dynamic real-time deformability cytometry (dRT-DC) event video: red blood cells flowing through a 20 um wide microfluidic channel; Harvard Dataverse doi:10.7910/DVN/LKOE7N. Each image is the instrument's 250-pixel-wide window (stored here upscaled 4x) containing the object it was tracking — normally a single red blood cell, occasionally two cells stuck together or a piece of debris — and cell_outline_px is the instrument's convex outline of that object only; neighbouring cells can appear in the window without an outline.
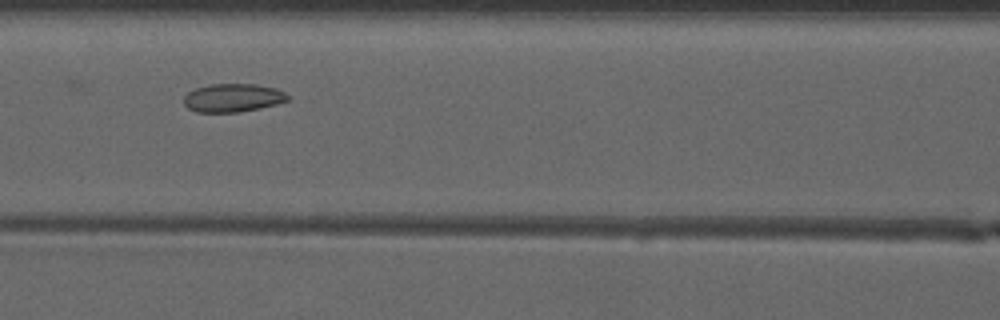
{"species": "common noctule bat (a hibernating species)", "species_latin": "Nyctalus noctula", "temperature_condition": "warm", "stored_images_in_passage": 17, "camera_frame_rate_fps": 3000, "um_per_image_px": 0.085, "animal": {"sex": "male", "forearm_length_mm": 52.5}, "frame": {"image": 1, "passage_image": 7, "time_ms": 2.0, "image_size_px": [1000, 320], "cell_outline_px": [[288, 100], [276, 104], [260, 108], [240, 112], [196, 112], [188, 108], [184, 104], [184, 96], [188, 92], [196, 88], [208, 84], [256, 84], [276, 88], [284, 92], [288, 96]], "centroid_in_image_um": [19.78, 8.31], "position_along_channel_um": 146.8, "area_um2": 17.17}}
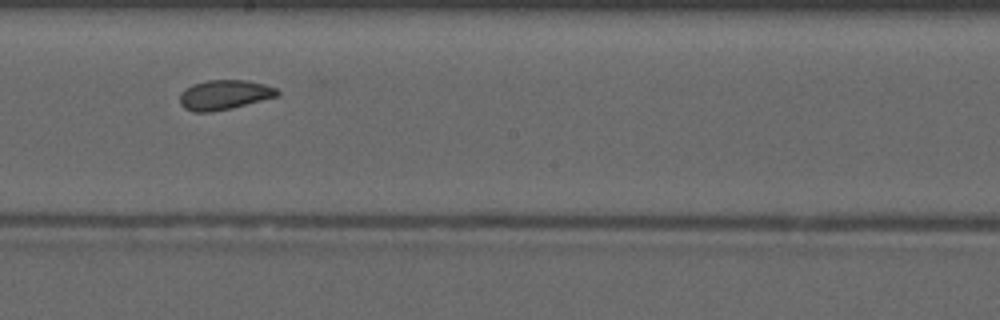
{"frame": {"image": 2, "passage_image": 13, "time_ms": 4.0, "image_size_px": [1000, 320], "cell_outline_px": [[280, 96], [212, 112], [192, 112], [184, 108], [180, 104], [180, 92], [192, 84], [208, 80], [248, 80], [264, 84], [276, 88], [280, 92]], "centroid_in_image_um": [19.06, 8.05], "position_along_channel_um": 229.1, "area_um2": 16.94}}
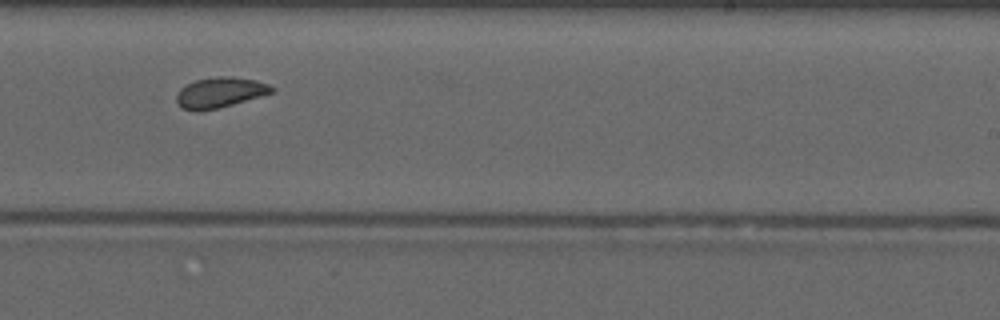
{"frame": {"image": 3, "passage_image": 16, "time_ms": 5.0, "image_size_px": [1000, 320], "cell_outline_px": [[272, 92], [232, 104], [216, 108], [196, 112], [180, 108], [176, 100], [176, 96], [180, 88], [196, 80], [216, 76], [232, 76], [256, 80], [268, 84], [272, 88]], "centroid_in_image_um": [18.62, 7.86], "position_along_channel_um": 270.4, "area_um2": 16.65}}